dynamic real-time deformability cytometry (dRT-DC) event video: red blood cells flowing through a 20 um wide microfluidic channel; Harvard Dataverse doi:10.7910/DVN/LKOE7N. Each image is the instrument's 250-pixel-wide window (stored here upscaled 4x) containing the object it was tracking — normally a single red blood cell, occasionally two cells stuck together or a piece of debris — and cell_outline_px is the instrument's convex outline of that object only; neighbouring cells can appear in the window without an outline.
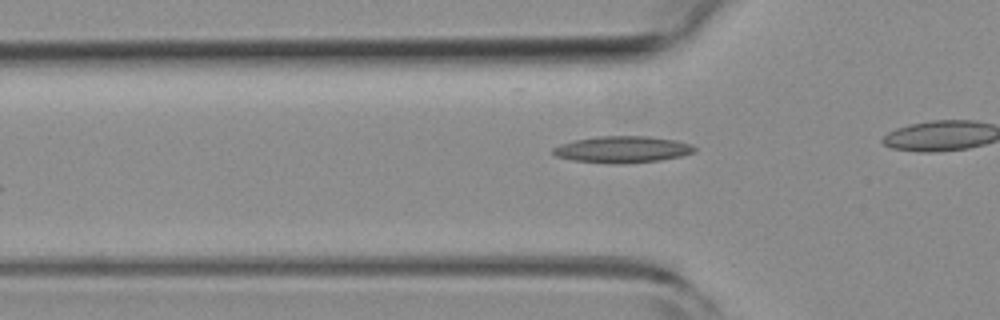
{"species": "common noctule bat (a hibernating species)", "species_latin": "Nyctalus noctula", "temperature_condition": "room temperature", "stored_images_in_passage": 24, "camera_frame_rate_fps": 3000, "um_per_image_px": 0.085, "animal": {"sex": "female", "body_mass_g": 19.3, "forearm_length_mm": 54.1}, "frame": {"image": 1, "passage_image": 3, "time_ms": 0.667, "image_size_px": [1000, 320], "cell_outline_px": [[696, 152], [680, 156], [660, 160], [624, 164], [608, 164], [572, 160], [556, 156], [552, 152], [552, 148], [560, 144], [576, 140], [596, 136], [648, 136], [676, 140], [688, 144], [696, 148]], "centroid_in_image_um": [52.88, 12.71], "position_along_channel_um": 72.9, "area_um2": 22.02}}
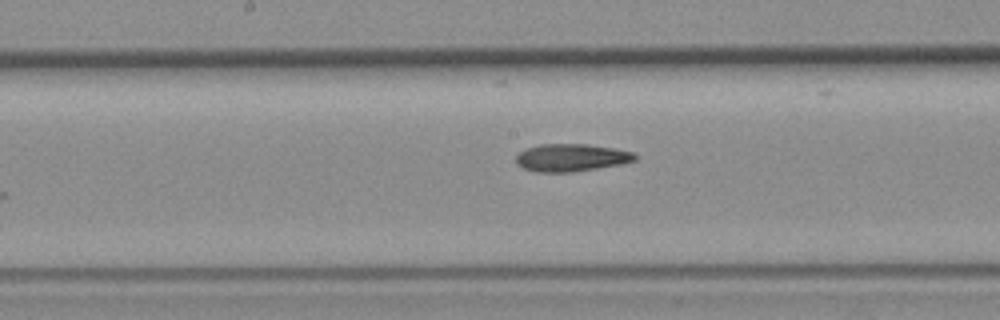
{"frame": {"image": 2, "passage_image": 13, "time_ms": 4.0, "image_size_px": [1000, 320], "cell_outline_px": [[636, 160], [620, 164], [572, 172], [536, 172], [524, 168], [516, 164], [516, 156], [524, 148], [540, 144], [588, 144], [612, 148], [632, 152], [636, 156]], "centroid_in_image_um": [48.5, 13.39], "position_along_channel_um": 199.7, "area_um2": 19.02}}
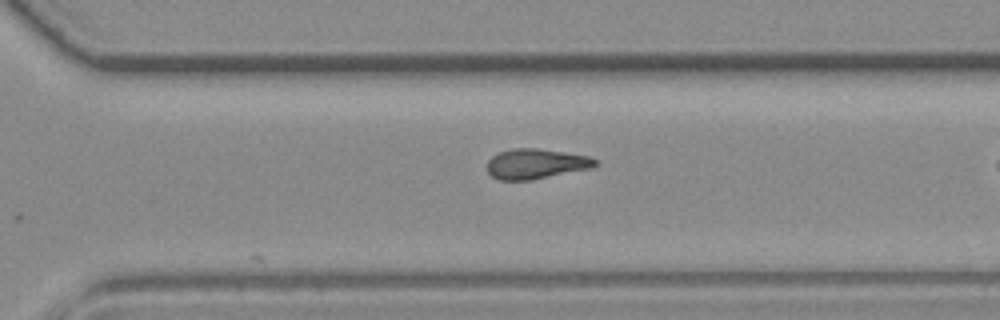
{"frame": {"image": 3, "passage_image": 23, "time_ms": 7.333, "image_size_px": [1000, 320], "cell_outline_px": [[596, 164], [592, 168], [532, 180], [500, 180], [492, 176], [488, 172], [488, 160], [492, 156], [500, 152], [512, 148], [536, 148], [588, 156], [596, 160]], "centroid_in_image_um": [45.53, 13.93], "position_along_channel_um": 325.1, "area_um2": 18.79}}